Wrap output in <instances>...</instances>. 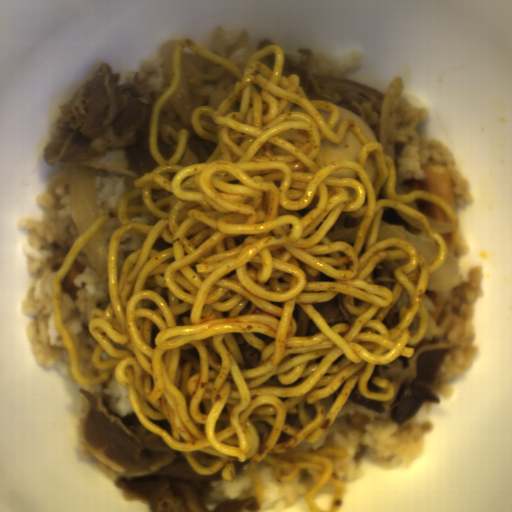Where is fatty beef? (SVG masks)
Masks as SVG:
<instances>
[{
	"mask_svg": "<svg viewBox=\"0 0 512 512\" xmlns=\"http://www.w3.org/2000/svg\"><path fill=\"white\" fill-rule=\"evenodd\" d=\"M88 410L78 421L79 445L87 457L117 486L122 495L146 503L151 512H260L255 498L221 502L208 510L212 474L194 471L182 451L145 428L135 414L120 415L111 395H94L79 388Z\"/></svg>",
	"mask_w": 512,
	"mask_h": 512,
	"instance_id": "8fa450e3",
	"label": "fatty beef"
},
{
	"mask_svg": "<svg viewBox=\"0 0 512 512\" xmlns=\"http://www.w3.org/2000/svg\"><path fill=\"white\" fill-rule=\"evenodd\" d=\"M119 80V72L101 64L92 80L59 106L61 119L44 150L47 165L66 169L123 149L139 178L160 166L149 151V131L152 109L161 96L140 73L130 83L120 85Z\"/></svg>",
	"mask_w": 512,
	"mask_h": 512,
	"instance_id": "1bbc456c",
	"label": "fatty beef"
},
{
	"mask_svg": "<svg viewBox=\"0 0 512 512\" xmlns=\"http://www.w3.org/2000/svg\"><path fill=\"white\" fill-rule=\"evenodd\" d=\"M300 60L285 54L282 76L299 74V85L307 99H321L348 109L371 130L380 143L381 120L385 95L362 84L315 74L314 52L311 48L299 49Z\"/></svg>",
	"mask_w": 512,
	"mask_h": 512,
	"instance_id": "5ad873be",
	"label": "fatty beef"
},
{
	"mask_svg": "<svg viewBox=\"0 0 512 512\" xmlns=\"http://www.w3.org/2000/svg\"><path fill=\"white\" fill-rule=\"evenodd\" d=\"M450 350L424 352L417 357L415 379L402 386L390 400L369 399L361 394L357 380L346 402L364 406L379 413L390 412L396 424L404 425L417 415L425 402L442 403L435 394L434 386L438 373Z\"/></svg>",
	"mask_w": 512,
	"mask_h": 512,
	"instance_id": "51303b74",
	"label": "fatty beef"
},
{
	"mask_svg": "<svg viewBox=\"0 0 512 512\" xmlns=\"http://www.w3.org/2000/svg\"><path fill=\"white\" fill-rule=\"evenodd\" d=\"M146 233L138 230H132L124 233L118 247L117 255V283L122 273L124 261L131 254L142 249L145 242Z\"/></svg>",
	"mask_w": 512,
	"mask_h": 512,
	"instance_id": "2513f850",
	"label": "fatty beef"
},
{
	"mask_svg": "<svg viewBox=\"0 0 512 512\" xmlns=\"http://www.w3.org/2000/svg\"><path fill=\"white\" fill-rule=\"evenodd\" d=\"M331 328L337 323H348L340 309V292L329 302L313 303ZM349 324V323H348Z\"/></svg>",
	"mask_w": 512,
	"mask_h": 512,
	"instance_id": "7934fd38",
	"label": "fatty beef"
},
{
	"mask_svg": "<svg viewBox=\"0 0 512 512\" xmlns=\"http://www.w3.org/2000/svg\"><path fill=\"white\" fill-rule=\"evenodd\" d=\"M218 143L199 136L197 133L189 136L186 147H188L198 163L207 161Z\"/></svg>",
	"mask_w": 512,
	"mask_h": 512,
	"instance_id": "6575b59f",
	"label": "fatty beef"
},
{
	"mask_svg": "<svg viewBox=\"0 0 512 512\" xmlns=\"http://www.w3.org/2000/svg\"><path fill=\"white\" fill-rule=\"evenodd\" d=\"M380 225L383 226H399L410 234H417L421 229H415L412 225H410L405 219H403L399 214H397L394 210L385 209L382 217Z\"/></svg>",
	"mask_w": 512,
	"mask_h": 512,
	"instance_id": "f438e4f6",
	"label": "fatty beef"
},
{
	"mask_svg": "<svg viewBox=\"0 0 512 512\" xmlns=\"http://www.w3.org/2000/svg\"><path fill=\"white\" fill-rule=\"evenodd\" d=\"M238 346L244 367L248 369L257 367L261 362L262 351L257 350L246 341Z\"/></svg>",
	"mask_w": 512,
	"mask_h": 512,
	"instance_id": "90047fb2",
	"label": "fatty beef"
},
{
	"mask_svg": "<svg viewBox=\"0 0 512 512\" xmlns=\"http://www.w3.org/2000/svg\"><path fill=\"white\" fill-rule=\"evenodd\" d=\"M155 141L160 154L168 160L176 155L179 142H166L162 133H156Z\"/></svg>",
	"mask_w": 512,
	"mask_h": 512,
	"instance_id": "9584ab52",
	"label": "fatty beef"
},
{
	"mask_svg": "<svg viewBox=\"0 0 512 512\" xmlns=\"http://www.w3.org/2000/svg\"><path fill=\"white\" fill-rule=\"evenodd\" d=\"M400 307L395 303L391 310L385 315L380 322L385 328L394 327L399 322Z\"/></svg>",
	"mask_w": 512,
	"mask_h": 512,
	"instance_id": "626b1e2c",
	"label": "fatty beef"
},
{
	"mask_svg": "<svg viewBox=\"0 0 512 512\" xmlns=\"http://www.w3.org/2000/svg\"><path fill=\"white\" fill-rule=\"evenodd\" d=\"M375 376H379L381 377V374H380V364L379 365H374V369H373V373L366 385L368 391H377V392H385L384 388H381V387H378L376 386L375 384H373V378Z\"/></svg>",
	"mask_w": 512,
	"mask_h": 512,
	"instance_id": "32593e17",
	"label": "fatty beef"
},
{
	"mask_svg": "<svg viewBox=\"0 0 512 512\" xmlns=\"http://www.w3.org/2000/svg\"><path fill=\"white\" fill-rule=\"evenodd\" d=\"M441 339H442V338H438V337H435V336H434V337H433V338H431L430 340H427V339H425V338H423V337H422L418 343H416V344H414V345H407V344H406V346H405V347L415 349V351H416V350L420 349V348H421V347H423V346H430V345H433V344L440 343Z\"/></svg>",
	"mask_w": 512,
	"mask_h": 512,
	"instance_id": "4eb80afc",
	"label": "fatty beef"
},
{
	"mask_svg": "<svg viewBox=\"0 0 512 512\" xmlns=\"http://www.w3.org/2000/svg\"><path fill=\"white\" fill-rule=\"evenodd\" d=\"M393 362H399L400 364H403V369L404 368H408L410 363H411V360H410V357H404V356H398L394 359Z\"/></svg>",
	"mask_w": 512,
	"mask_h": 512,
	"instance_id": "f45762d5",
	"label": "fatty beef"
},
{
	"mask_svg": "<svg viewBox=\"0 0 512 512\" xmlns=\"http://www.w3.org/2000/svg\"><path fill=\"white\" fill-rule=\"evenodd\" d=\"M250 461H251V459L250 460H246V461H234L235 470H236V475L235 476H238L242 472L244 465L250 463Z\"/></svg>",
	"mask_w": 512,
	"mask_h": 512,
	"instance_id": "c3ffbf5f",
	"label": "fatty beef"
},
{
	"mask_svg": "<svg viewBox=\"0 0 512 512\" xmlns=\"http://www.w3.org/2000/svg\"><path fill=\"white\" fill-rule=\"evenodd\" d=\"M271 44H275V45H276V43H275V42H273L272 40H265V39H264L263 41H261V42L259 43V45H258V50H259V49H261V48H262V47H264V46L271 45Z\"/></svg>",
	"mask_w": 512,
	"mask_h": 512,
	"instance_id": "15dd3f72",
	"label": "fatty beef"
}]
</instances>
